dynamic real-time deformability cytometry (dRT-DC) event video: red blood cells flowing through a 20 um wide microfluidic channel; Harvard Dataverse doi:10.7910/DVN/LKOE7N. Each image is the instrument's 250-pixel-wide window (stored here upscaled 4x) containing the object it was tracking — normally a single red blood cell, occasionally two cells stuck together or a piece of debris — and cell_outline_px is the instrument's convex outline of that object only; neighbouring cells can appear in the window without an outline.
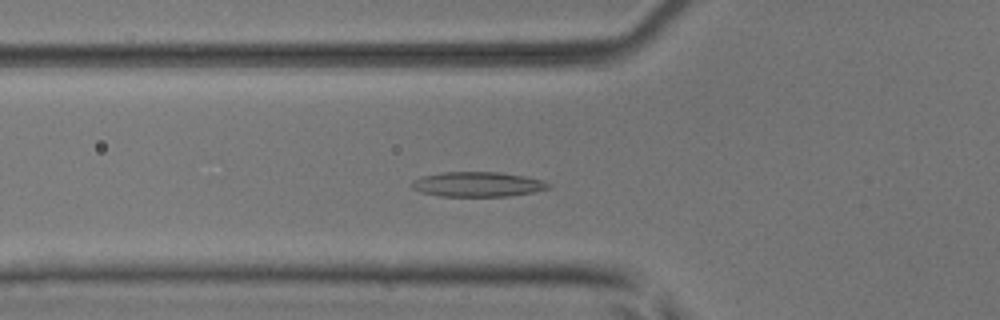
{"species": "common noctule bat (a hibernating species)", "species_latin": "Nyctalus noctula", "temperature_condition": "room temperature", "stored_images_in_passage": 46, "camera_frame_rate_fps": 3000, "um_per_image_px": 0.085, "animal": {"sex": "male", "body_mass_g": 17.9, "forearm_length_mm": 54.2}, "frame": {"image": 1, "passage_image": 17, "time_ms": 5.333, "image_size_px": [1000, 320], "cell_outline_px": [[552, 184], [548, 188], [532, 192], [508, 196], [440, 196], [420, 192], [412, 188], [412, 180], [420, 176], [440, 172], [500, 172], [524, 176], [544, 180]], "centroid_in_image_um": [40.57, 15.66], "position_along_channel_um": 85.2, "area_um2": 19.88}}
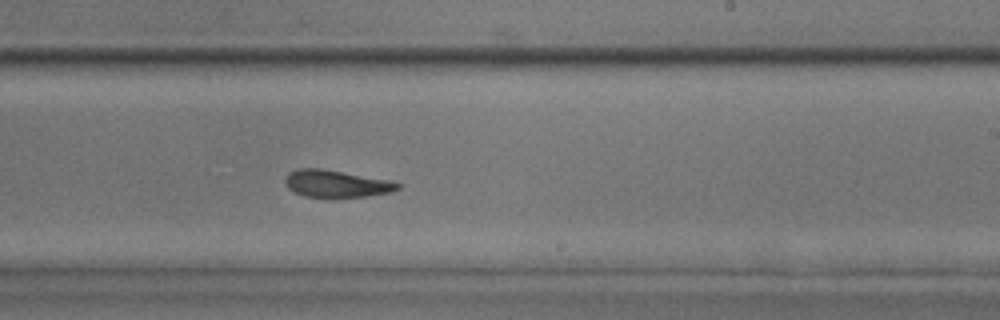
{"frame": {"image": 2, "passage_image": 30, "time_ms": 9.667, "image_size_px": [1000, 320], "cell_outline_px": [[400, 188], [392, 192], [364, 196], [332, 200], [304, 196], [288, 188], [284, 184], [284, 176], [288, 172], [296, 168], [320, 168], [388, 180], [400, 184]], "centroid_in_image_um": [28.51, 15.64], "position_along_channel_um": 260.5, "area_um2": 18.38}}
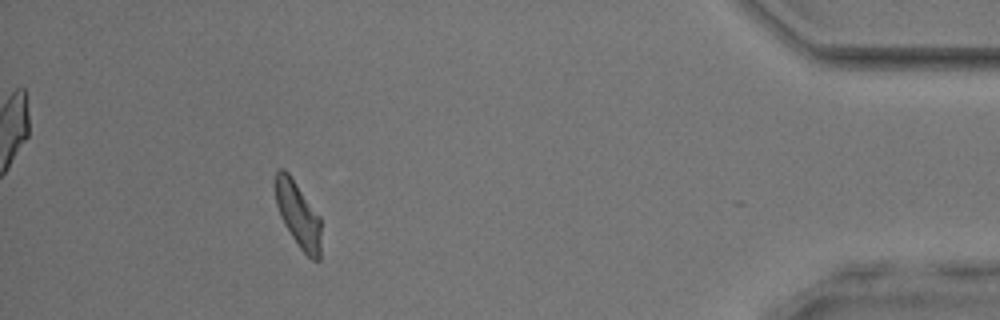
{"frame": {"image": 3, "passage_image": 45, "time_ms": 14.667, "image_size_px": [1000, 320], "cell_outline_px": [[320, 260], [312, 260], [300, 248], [284, 224], [280, 216], [276, 204], [272, 180], [276, 172], [280, 168], [284, 168], [288, 172], [320, 216]], "centroid_in_image_um": [25.29, 18.18], "position_along_channel_um": 409.9, "area_um2": 17.69}, "authors_computed_cell_mechanics": {"area_um2": 18.5249, "velocity_mm_per_s": 4.0531, "shape_relaxation_time_tau1_ms": 7.5692, "shape_relaxation_time_tau2_ms": 3.4683, "deformation_change_tau1": 0.1889, "deformation_change_tau2": 0.105}}